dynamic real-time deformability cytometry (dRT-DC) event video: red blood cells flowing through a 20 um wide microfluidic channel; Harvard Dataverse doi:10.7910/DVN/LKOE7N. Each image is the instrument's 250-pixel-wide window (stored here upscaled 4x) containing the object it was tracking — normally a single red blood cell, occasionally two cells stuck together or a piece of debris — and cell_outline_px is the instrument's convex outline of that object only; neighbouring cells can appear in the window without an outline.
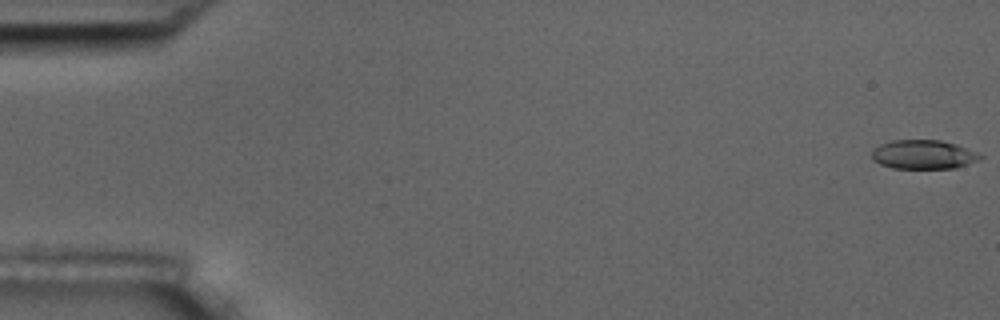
{"species": "common noctule bat (a hibernating species)", "species_latin": "Nyctalus noctula", "temperature_condition": "room temperature", "stored_images_in_passage": 7, "camera_frame_rate_fps": 3000, "um_per_image_px": 0.085, "animal": {"sex": "male", "body_mass_g": 17.5, "forearm_length_mm": 52.3}, "frame": {"image": 1, "passage_image": 1, "time_ms": 0.0, "image_size_px": [1000, 320], "cell_outline_px": [[984, 156], [980, 160], [956, 168], [892, 168], [880, 164], [872, 160], [872, 152], [880, 144], [892, 140], [940, 140], [956, 144], [976, 152]], "centroid_in_image_um": [78.5, 13.14], "position_along_channel_um": 6.5, "area_um2": 18.32}}
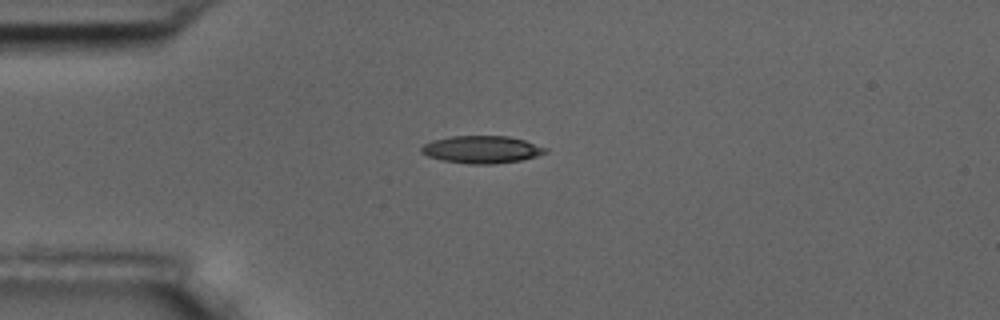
{"frame": {"image": 2, "passage_image": 5, "time_ms": 4.667, "image_size_px": [1000, 320], "cell_outline_px": [[548, 152], [536, 156], [520, 160], [492, 164], [468, 164], [444, 160], [428, 156], [420, 152], [420, 148], [424, 144], [432, 140], [452, 136], [508, 136], [524, 140], [548, 148]], "centroid_in_image_um": [40.95, 12.7], "position_along_channel_um": 44.1, "area_um2": 19.77}}